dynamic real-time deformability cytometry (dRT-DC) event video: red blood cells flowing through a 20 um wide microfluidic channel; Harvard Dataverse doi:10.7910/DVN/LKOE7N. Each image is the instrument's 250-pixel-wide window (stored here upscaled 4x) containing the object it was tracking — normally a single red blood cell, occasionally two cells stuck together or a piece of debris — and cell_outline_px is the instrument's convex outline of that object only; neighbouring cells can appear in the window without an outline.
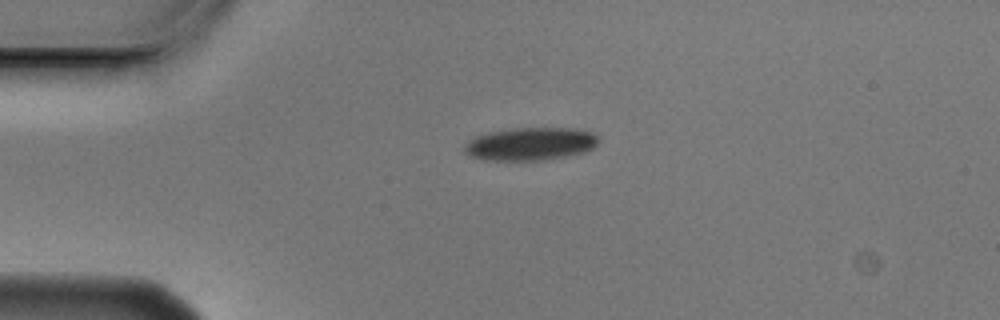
{"species": "Egyptian fruit bat (a non-hibernating species)", "species_latin": "Rousettus aegyptiacus", "temperature_condition": "cold", "stored_images_in_passage": 3, "camera_frame_rate_fps": 3000, "um_per_image_px": 0.085, "animal": {"sex": "male"}, "frame": {"image": 1, "passage_image": 1, "time_ms": 0.0, "image_size_px": [1000, 320], "cell_outline_px": [[600, 140], [592, 148], [584, 152], [568, 156], [540, 160], [484, 160], [472, 156], [464, 152], [464, 144], [476, 136], [488, 132], [512, 128], [572, 128], [592, 132], [600, 136]], "centroid_in_image_um": [45.1, 12.22], "position_along_channel_um": 39.9, "area_um2": 25.78}}
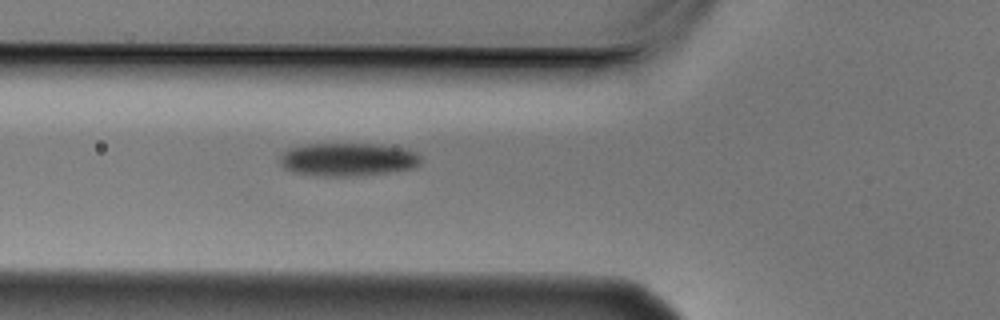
{"frame": {"image": 2, "passage_image": 3, "time_ms": 0.667, "image_size_px": [1000, 320], "cell_outline_px": [[420, 164], [416, 168], [388, 172], [348, 176], [320, 176], [292, 172], [284, 168], [280, 164], [280, 156], [288, 148], [308, 144], [376, 144], [404, 148], [416, 152], [420, 156]], "centroid_in_image_um": [29.56, 13.55], "position_along_channel_um": 96.2, "area_um2": 27.28}}